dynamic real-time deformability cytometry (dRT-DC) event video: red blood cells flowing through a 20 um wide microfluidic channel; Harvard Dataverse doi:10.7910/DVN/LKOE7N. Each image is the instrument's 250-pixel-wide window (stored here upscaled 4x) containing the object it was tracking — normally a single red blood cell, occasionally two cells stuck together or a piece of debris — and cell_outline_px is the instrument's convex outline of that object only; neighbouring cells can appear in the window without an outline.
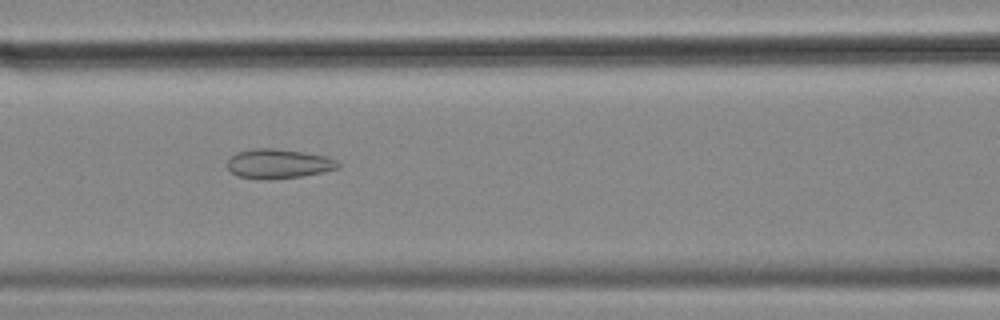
{"species": "common noctule bat (a hibernating species)", "species_latin": "Nyctalus noctula", "temperature_condition": "cold", "stored_images_in_passage": 7, "camera_frame_rate_fps": 3000, "um_per_image_px": 0.085, "animal": {"sex": "female", "body_mass_g": 18.4}, "frame": {"image": 1, "passage_image": 6, "time_ms": 1.667, "image_size_px": [1000, 320], "cell_outline_px": [[340, 168], [300, 176], [268, 180], [264, 180], [236, 176], [228, 168], [228, 160], [236, 152], [252, 148], [276, 148], [304, 152], [328, 156], [336, 160], [340, 164]], "centroid_in_image_um": [23.66, 13.91], "position_along_channel_um": 142.9, "area_um2": 19.13}}
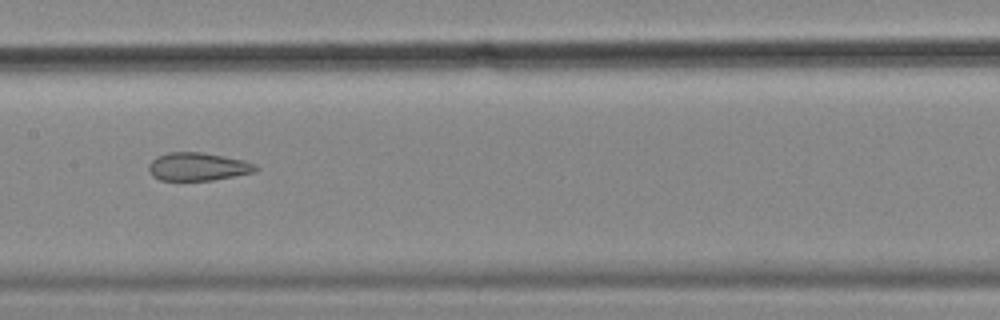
{"frame": {"image": 2, "passage_image": 7, "time_ms": 2.0, "image_size_px": [1000, 320], "cell_outline_px": [[260, 168], [252, 172], [212, 180], [160, 180], [152, 176], [148, 172], [148, 164], [156, 156], [168, 152], [200, 152], [240, 160], [256, 164]], "centroid_in_image_um": [16.74, 14.17], "position_along_channel_um": 190.7, "area_um2": 17.28}}